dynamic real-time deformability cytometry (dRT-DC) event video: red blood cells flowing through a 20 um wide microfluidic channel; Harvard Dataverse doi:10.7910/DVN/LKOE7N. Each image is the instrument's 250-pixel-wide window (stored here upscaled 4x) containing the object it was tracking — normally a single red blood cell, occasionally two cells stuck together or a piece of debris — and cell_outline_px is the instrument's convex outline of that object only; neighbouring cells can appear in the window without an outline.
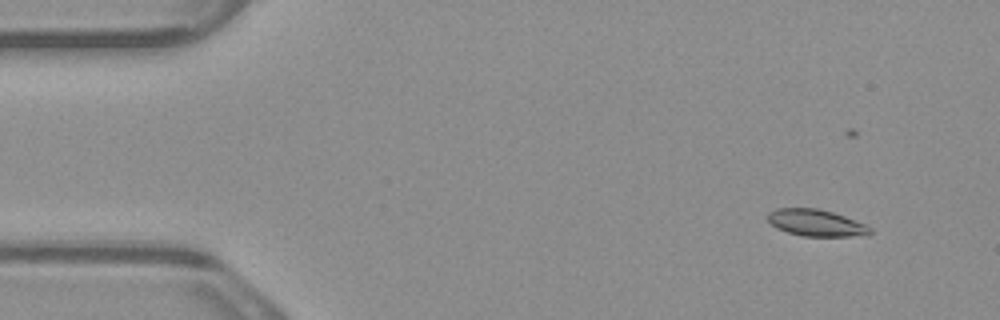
{"species": "common noctule bat (a hibernating species)", "species_latin": "Nyctalus noctula", "temperature_condition": "warm", "stored_images_in_passage": 4, "camera_frame_rate_fps": 3000, "um_per_image_px": 0.085, "animal": {"sex": "male", "body_mass_g": 23.1, "forearm_length_mm": 52.7}, "frame": {"image": 1, "passage_image": 2, "time_ms": 0.333, "image_size_px": [1000, 320], "cell_outline_px": [[872, 232], [868, 236], [804, 236], [788, 232], [776, 228], [768, 220], [768, 212], [776, 208], [816, 208], [832, 212], [868, 224], [872, 228]], "centroid_in_image_um": [69.42, 18.94], "position_along_channel_um": 15.6, "area_um2": 16.07}}